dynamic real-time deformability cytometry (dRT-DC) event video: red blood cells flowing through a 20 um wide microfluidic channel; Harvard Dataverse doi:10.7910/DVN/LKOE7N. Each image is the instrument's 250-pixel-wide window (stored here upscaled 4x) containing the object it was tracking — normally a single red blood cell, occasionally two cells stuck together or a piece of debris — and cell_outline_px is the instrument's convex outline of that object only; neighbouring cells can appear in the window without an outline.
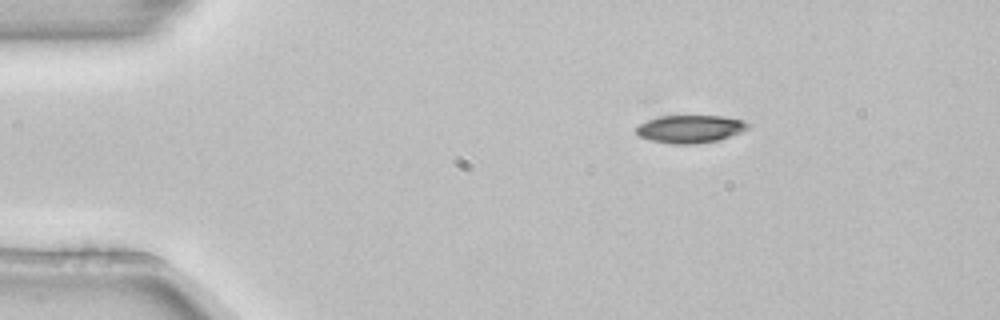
{"species": "common noctule bat (a hibernating species)", "species_latin": "Nyctalus noctula", "temperature_condition": "room temperature", "stored_images_in_passage": 3, "camera_frame_rate_fps": 3000, "um_per_image_px": 0.085, "animal": {"sex": "female", "body_mass_g": 22.7, "forearm_length_mm": 54.2}, "frame": {"image": 1, "passage_image": 1, "time_ms": 0.0, "image_size_px": [1000, 320], "cell_outline_px": [[748, 128], [740, 132], [720, 140], [692, 144], [672, 144], [652, 140], [640, 136], [636, 132], [636, 128], [640, 124], [656, 116], [720, 116], [744, 120], [748, 124]], "centroid_in_image_um": [58.66, 10.96], "position_along_channel_um": 26.3, "area_um2": 17.92}}
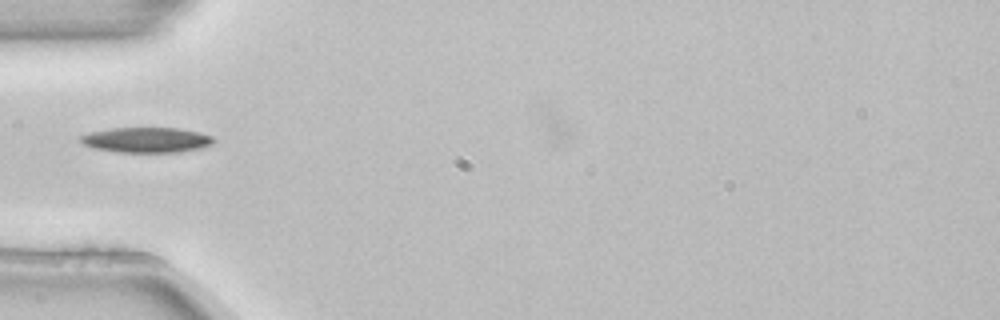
{"frame": {"image": 2, "passage_image": 3, "time_ms": 0.667, "image_size_px": [1000, 320], "cell_outline_px": [[216, 140], [212, 144], [200, 148], [180, 152], [116, 152], [92, 148], [84, 144], [80, 140], [80, 136], [92, 132], [112, 128], [180, 128], [200, 132], [212, 136]], "centroid_in_image_um": [12.49, 11.9], "position_along_channel_um": 72.5, "area_um2": 19.59}}